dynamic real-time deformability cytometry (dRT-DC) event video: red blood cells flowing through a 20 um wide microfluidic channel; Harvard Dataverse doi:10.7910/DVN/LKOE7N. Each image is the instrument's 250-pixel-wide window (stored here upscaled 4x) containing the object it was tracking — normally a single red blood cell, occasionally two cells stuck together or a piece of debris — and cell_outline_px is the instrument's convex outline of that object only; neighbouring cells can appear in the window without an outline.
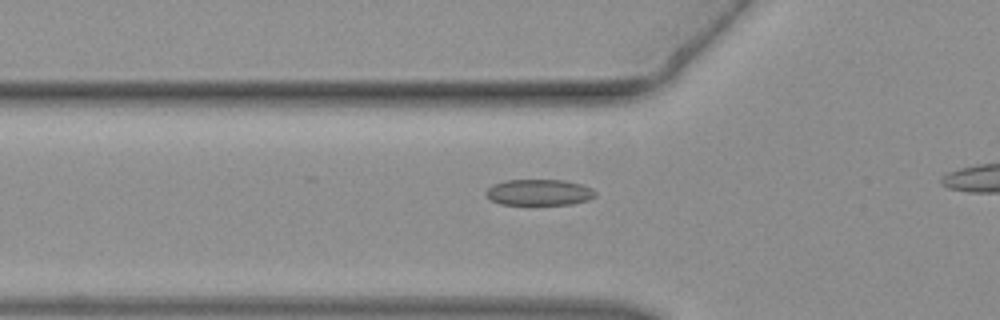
{"species": "common noctule bat (a hibernating species)", "species_latin": "Nyctalus noctula", "temperature_condition": "warm", "stored_images_in_passage": 23, "camera_frame_rate_fps": 3000, "um_per_image_px": 0.085, "animal": {"sex": "female", "body_mass_g": 19.3, "forearm_length_mm": 54.1}, "frame": {"image": 1, "passage_image": 7, "time_ms": 2.0, "image_size_px": [1000, 320], "cell_outline_px": [[596, 196], [588, 200], [572, 204], [500, 204], [492, 200], [484, 192], [492, 184], [504, 180], [564, 180], [580, 184], [592, 188], [596, 192]], "centroid_in_image_um": [45.83, 16.34], "position_along_channel_um": 80.0, "area_um2": 16.59}}
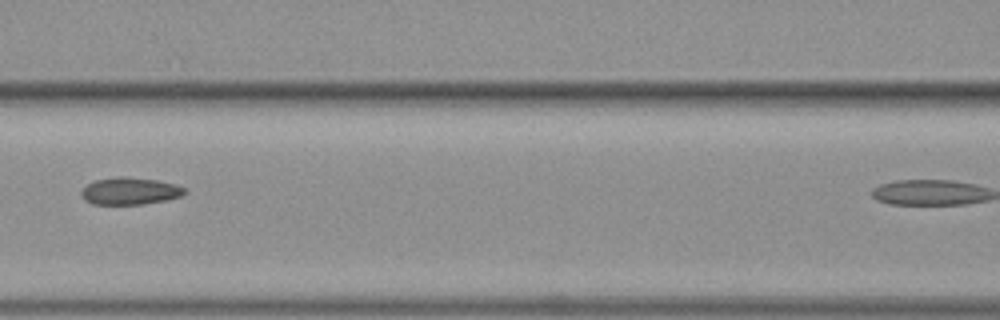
{"frame": {"image": 2, "passage_image": 12, "time_ms": 3.667, "image_size_px": [1000, 320], "cell_outline_px": [[188, 192], [180, 196], [164, 200], [144, 204], [92, 204], [84, 200], [80, 192], [88, 184], [96, 180], [120, 176], [124, 176], [156, 180], [176, 184], [184, 188]], "centroid_in_image_um": [11.04, 16.24], "position_along_channel_um": 155.6, "area_um2": 16.24}}
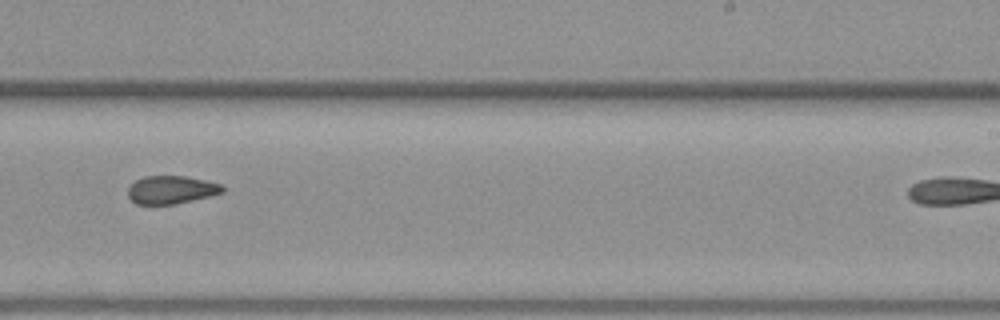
{"frame": {"image": 3, "passage_image": 20, "time_ms": 6.333, "image_size_px": [1000, 320], "cell_outline_px": [[224, 192], [176, 204], [136, 204], [128, 196], [128, 188], [136, 180], [144, 176], [184, 176], [204, 180], [220, 184], [224, 188]], "centroid_in_image_um": [14.54, 16.13], "position_along_channel_um": 274.5, "area_um2": 15.26}}